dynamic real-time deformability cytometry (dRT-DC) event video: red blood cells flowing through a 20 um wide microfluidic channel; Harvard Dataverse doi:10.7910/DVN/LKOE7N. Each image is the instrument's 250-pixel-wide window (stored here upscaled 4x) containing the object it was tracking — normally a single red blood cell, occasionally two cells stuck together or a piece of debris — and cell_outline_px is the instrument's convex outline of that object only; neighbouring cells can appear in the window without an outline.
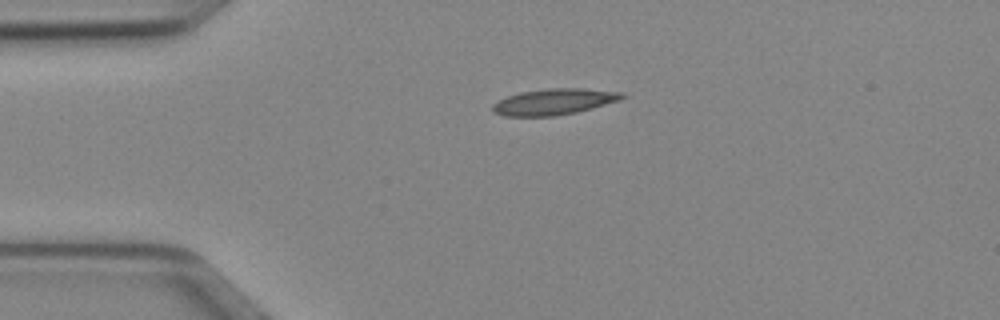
{"species": "Egyptian fruit bat (a non-hibernating species)", "species_latin": "Rousettus aegyptiacus", "temperature_condition": "cold", "stored_images_in_passage": 40, "camera_frame_rate_fps": 3000, "um_per_image_px": 0.085, "animal": {"sex": "female"}, "frame": {"image": 1, "passage_image": 1, "time_ms": 0.0, "image_size_px": [1000, 320], "cell_outline_px": [[628, 96], [620, 100], [592, 108], [576, 112], [552, 116], [504, 116], [492, 112], [492, 104], [508, 96], [520, 92], [548, 88], [584, 88], [624, 92]], "centroid_in_image_um": [47.12, 8.64], "position_along_channel_um": 37.9, "area_um2": 19.77}}
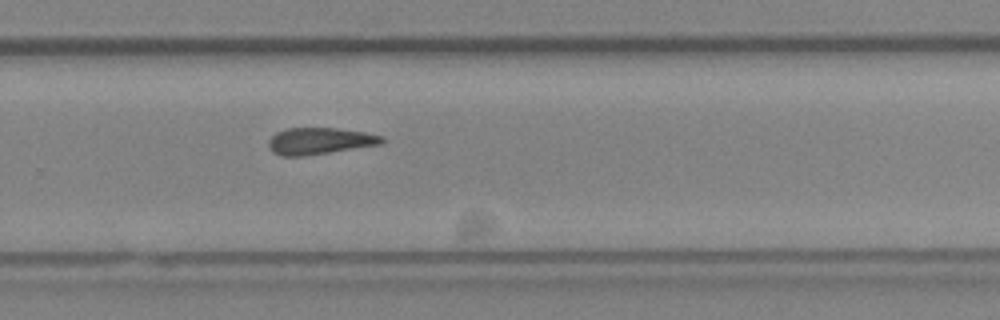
{"frame": {"image": 2, "passage_image": 23, "time_ms": 7.333, "image_size_px": [1000, 320], "cell_outline_px": [[384, 140], [380, 144], [304, 156], [280, 156], [272, 152], [268, 148], [268, 140], [276, 132], [288, 128], [336, 128], [364, 132], [384, 136]], "centroid_in_image_um": [27.12, 11.98], "position_along_channel_um": 302.7, "area_um2": 17.57}}
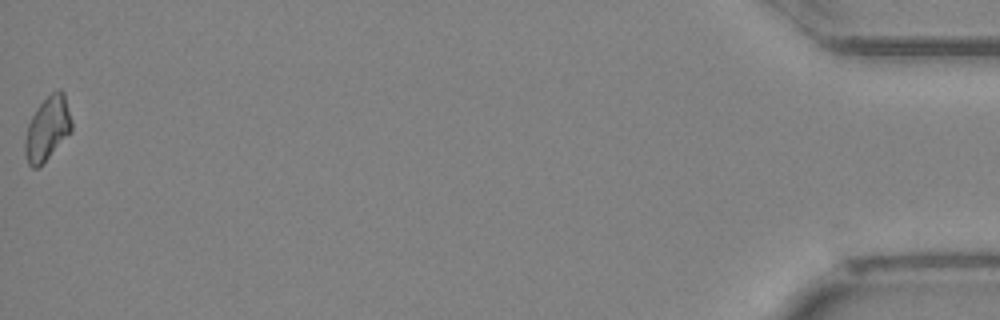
{"frame": {"image": 3, "passage_image": 40, "time_ms": 13.0, "image_size_px": [1000, 320], "cell_outline_px": [[72, 132], [36, 168], [32, 168], [28, 164], [24, 152], [24, 140], [28, 124], [36, 108], [52, 92], [60, 88], [64, 92], [72, 120]], "centroid_in_image_um": [4.03, 10.9], "position_along_channel_um": 431.2, "area_um2": 17.22}}